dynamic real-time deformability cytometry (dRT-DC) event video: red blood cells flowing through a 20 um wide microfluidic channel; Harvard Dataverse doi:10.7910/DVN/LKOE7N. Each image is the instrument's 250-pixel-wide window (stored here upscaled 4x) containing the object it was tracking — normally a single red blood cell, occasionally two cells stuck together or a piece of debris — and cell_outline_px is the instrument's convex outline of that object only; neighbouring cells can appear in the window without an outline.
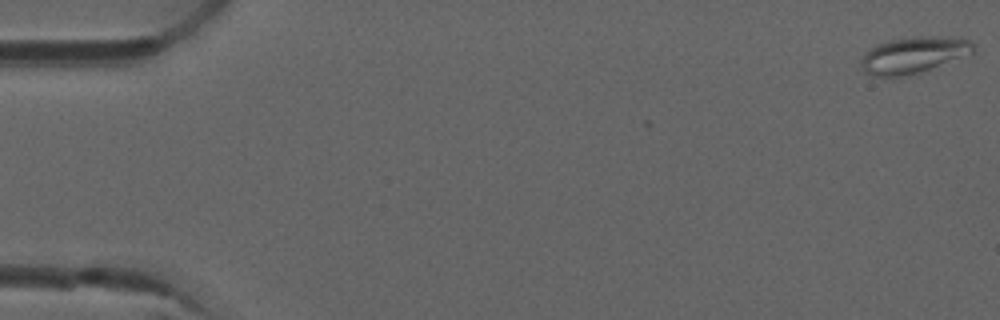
{"species": "common noctule bat (a hibernating species)", "species_latin": "Nyctalus noctula", "temperature_condition": "room temperature", "stored_images_in_passage": 5, "camera_frame_rate_fps": 3000, "um_per_image_px": 0.085, "animal": {"sex": "male", "forearm_length_mm": 52.5}, "frame": {"image": 1, "passage_image": 1, "time_ms": 0.0, "image_size_px": [1000, 320], "cell_outline_px": [[976, 52], [920, 72], [908, 76], [872, 76], [864, 72], [860, 68], [860, 60], [864, 52], [876, 44], [888, 40], [916, 36], [960, 36], [968, 40], [976, 48]], "centroid_in_image_um": [77.64, 4.66], "position_along_channel_um": 7.4, "area_um2": 24.28}}